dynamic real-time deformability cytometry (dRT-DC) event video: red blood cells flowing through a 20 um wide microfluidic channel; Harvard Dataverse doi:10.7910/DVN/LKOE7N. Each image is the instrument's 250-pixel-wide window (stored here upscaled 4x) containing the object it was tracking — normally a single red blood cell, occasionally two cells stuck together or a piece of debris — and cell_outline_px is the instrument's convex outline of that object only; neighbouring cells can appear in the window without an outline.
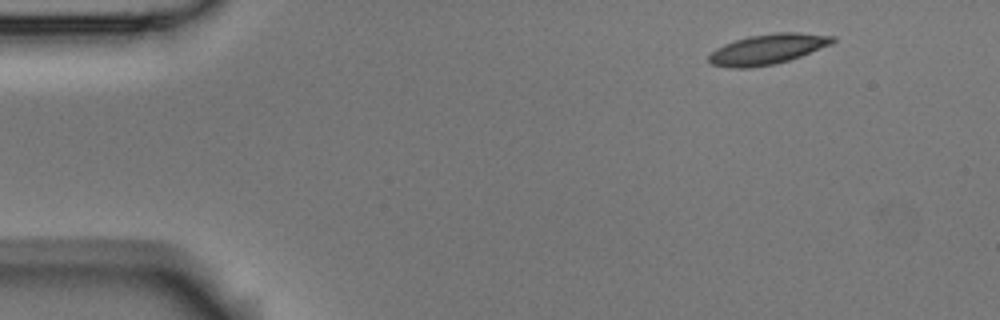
{"species": "Egyptian fruit bat (a non-hibernating species)", "species_latin": "Rousettus aegyptiacus", "temperature_condition": "room temperature", "stored_images_in_passage": 48, "camera_frame_rate_fps": 3000, "um_per_image_px": 0.085, "animal": {"sex": "male"}, "frame": {"image": 1, "passage_image": 1, "time_ms": 0.0, "image_size_px": [1000, 320], "cell_outline_px": [[836, 40], [832, 44], [800, 56], [788, 60], [772, 64], [748, 68], [732, 68], [712, 64], [708, 60], [708, 56], [716, 48], [724, 44], [748, 36], [776, 32], [800, 32], [836, 36]], "centroid_in_image_um": [65.27, 4.16], "position_along_channel_um": 19.7, "area_um2": 21.73}}
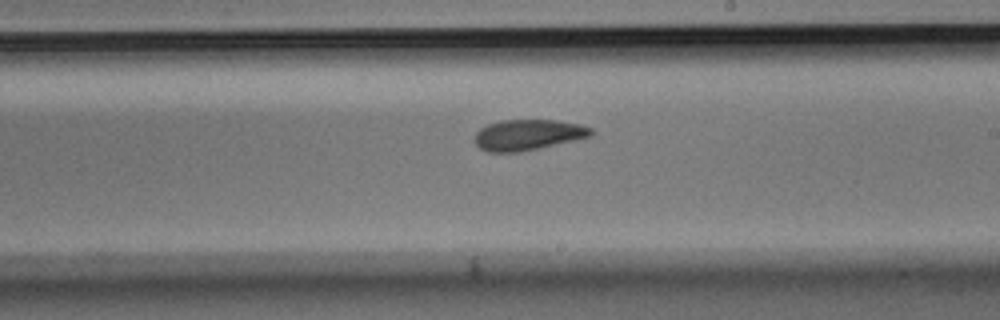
{"frame": {"image": 2, "passage_image": 26, "time_ms": 8.333, "image_size_px": [1000, 320], "cell_outline_px": [[592, 136], [576, 140], [520, 152], [488, 152], [480, 148], [476, 144], [476, 132], [480, 128], [488, 124], [500, 120], [556, 120], [580, 124], [592, 128]], "centroid_in_image_um": [44.89, 11.46], "position_along_channel_um": 244.1, "area_um2": 20.81}}
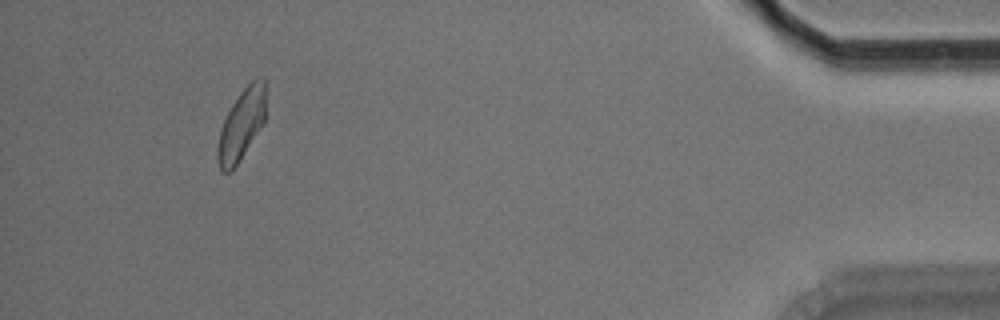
{"frame": {"image": 3, "passage_image": 45, "time_ms": 14.667, "image_size_px": [1000, 320], "cell_outline_px": [[268, 80], [264, 124], [232, 172], [220, 172], [216, 160], [216, 148], [220, 128], [232, 104], [240, 92], [256, 76]], "centroid_in_image_um": [20.55, 10.58], "position_along_channel_um": 414.7, "area_um2": 20.69}}